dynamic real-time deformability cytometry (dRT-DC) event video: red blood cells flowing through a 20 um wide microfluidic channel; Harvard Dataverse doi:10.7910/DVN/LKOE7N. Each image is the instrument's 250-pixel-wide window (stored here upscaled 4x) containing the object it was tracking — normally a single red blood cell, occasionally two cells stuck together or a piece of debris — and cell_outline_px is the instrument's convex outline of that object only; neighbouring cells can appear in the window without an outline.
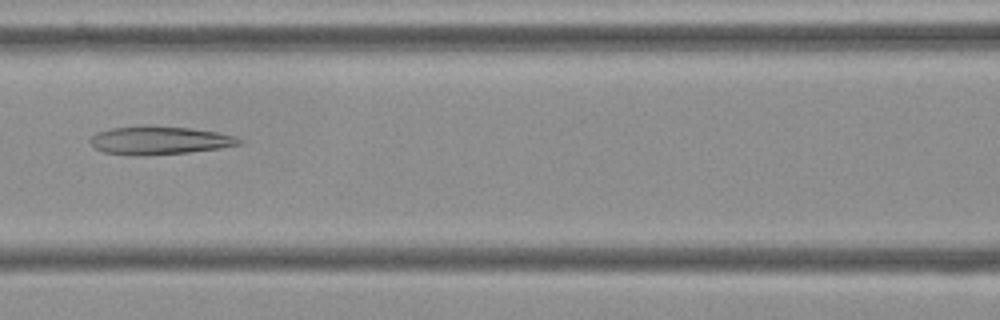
{"species": "Egyptian fruit bat (a non-hibernating species)", "species_latin": "Rousettus aegyptiacus", "temperature_condition": "cold", "stored_images_in_passage": 55, "camera_frame_rate_fps": 3000, "um_per_image_px": 0.085, "frame": {"image": 1, "passage_image": 24, "time_ms": 7.667, "image_size_px": [1000, 320], "cell_outline_px": [[244, 140], [240, 144], [216, 148], [188, 152], [148, 156], [128, 156], [104, 152], [96, 148], [88, 140], [96, 132], [112, 128], [140, 124], [148, 124], [192, 128], [216, 132], [236, 136]], "centroid_in_image_um": [13.5, 11.91], "position_along_channel_um": 153.1, "area_um2": 25.03}}
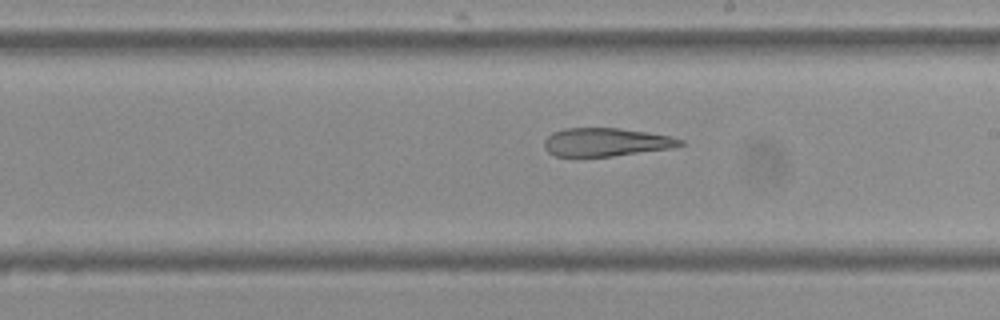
{"frame": {"image": 2, "passage_image": 31, "time_ms": 10.0, "image_size_px": [1000, 320], "cell_outline_px": [[684, 144], [672, 148], [612, 156], [556, 156], [548, 152], [544, 148], [544, 140], [552, 132], [564, 128], [620, 128], [648, 132], [668, 136], [684, 140]], "centroid_in_image_um": [51.49, 12.07], "position_along_channel_um": 237.5, "area_um2": 22.37}}
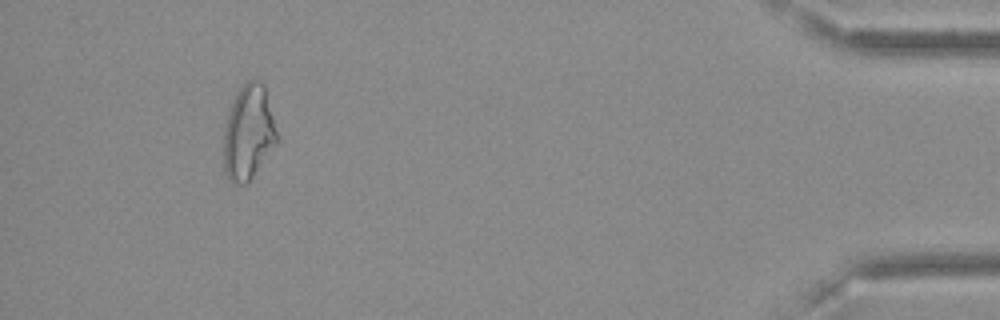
{"frame": {"image": 3, "passage_image": 51, "time_ms": 16.667, "image_size_px": [1000, 320], "cell_outline_px": [[280, 140], [248, 184], [232, 184], [228, 180], [224, 172], [224, 128], [228, 112], [232, 100], [236, 92], [248, 80], [260, 80], [264, 84]], "centroid_in_image_um": [21.13, 11.3], "position_along_channel_um": 414.1, "area_um2": 30.06}, "authors_computed_cell_mechanics": {"area_um2": 28.033, "velocity_mm_per_s": 3.6296, "shape_relaxation_time_tau1_ms": null, "shape_relaxation_time_tau2_ms": 9.4395, "deformation_change_tau1": null, "deformation_change_tau2": 0.2521}}